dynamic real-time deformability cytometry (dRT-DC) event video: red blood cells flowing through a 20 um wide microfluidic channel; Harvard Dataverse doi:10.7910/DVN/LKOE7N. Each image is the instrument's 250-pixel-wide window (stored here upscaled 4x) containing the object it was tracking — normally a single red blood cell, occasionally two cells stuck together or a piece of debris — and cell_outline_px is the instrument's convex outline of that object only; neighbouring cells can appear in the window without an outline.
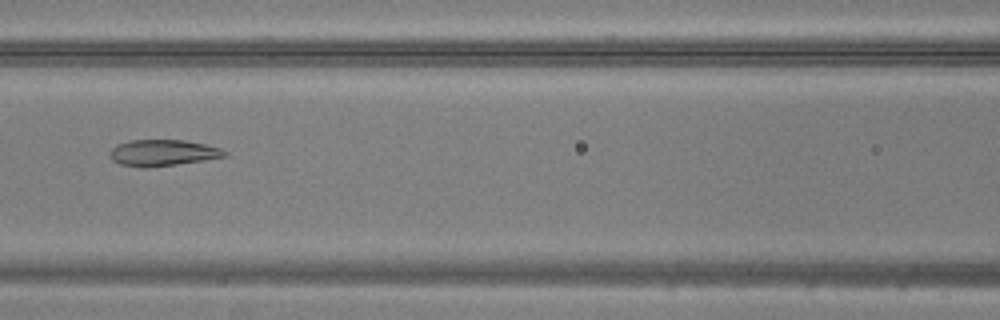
{"species": "common noctule bat (a hibernating species)", "species_latin": "Nyctalus noctula", "temperature_condition": "warm", "stored_images_in_passage": 34, "camera_frame_rate_fps": 3000, "um_per_image_px": 0.085, "animal": {"sex": "male", "body_mass_g": 20.5, "forearm_length_mm": 52.5}, "frame": {"image": 1, "passage_image": 7, "time_ms": 2.0, "image_size_px": [1000, 320], "cell_outline_px": [[228, 156], [204, 160], [148, 168], [140, 168], [120, 164], [112, 160], [108, 156], [108, 152], [116, 144], [132, 140], [184, 140], [204, 144], [220, 148], [228, 152]], "centroid_in_image_um": [13.8, 12.99], "position_along_channel_um": 152.8, "area_um2": 17.74}}
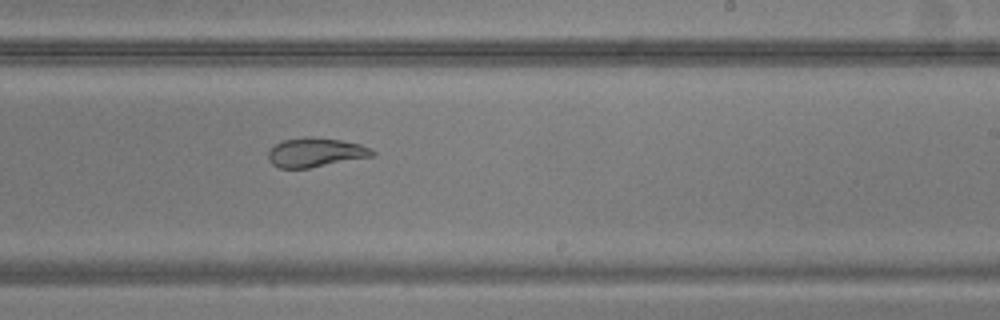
{"frame": {"image": 2, "passage_image": 15, "time_ms": 4.667, "image_size_px": [1000, 320], "cell_outline_px": [[376, 156], [308, 168], [280, 168], [272, 164], [268, 160], [268, 152], [276, 144], [284, 140], [304, 136], [312, 136], [340, 140], [360, 144], [376, 152]], "centroid_in_image_um": [26.83, 12.95], "position_along_channel_um": 262.2, "area_um2": 17.74}}
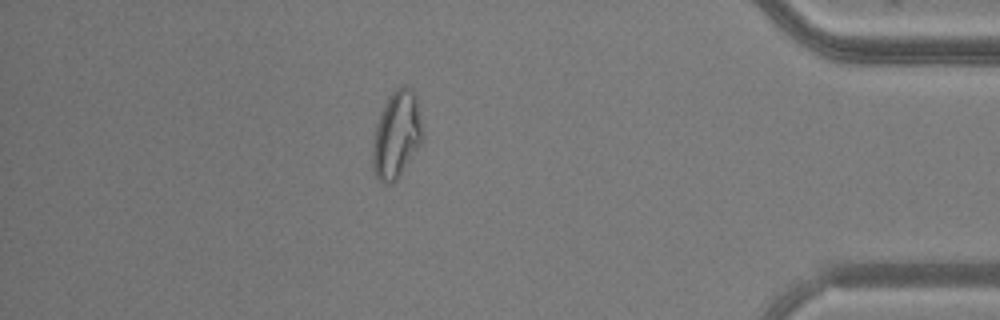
{"frame": {"image": 3, "passage_image": 28, "time_ms": 9.0, "image_size_px": [1000, 320], "cell_outline_px": [[420, 144], [400, 176], [396, 180], [388, 184], [380, 180], [376, 176], [372, 168], [372, 144], [376, 124], [388, 96], [396, 88], [404, 84], [416, 96], [420, 120]], "centroid_in_image_um": [33.66, 11.47], "position_along_channel_um": 401.5, "area_um2": 24.8}}